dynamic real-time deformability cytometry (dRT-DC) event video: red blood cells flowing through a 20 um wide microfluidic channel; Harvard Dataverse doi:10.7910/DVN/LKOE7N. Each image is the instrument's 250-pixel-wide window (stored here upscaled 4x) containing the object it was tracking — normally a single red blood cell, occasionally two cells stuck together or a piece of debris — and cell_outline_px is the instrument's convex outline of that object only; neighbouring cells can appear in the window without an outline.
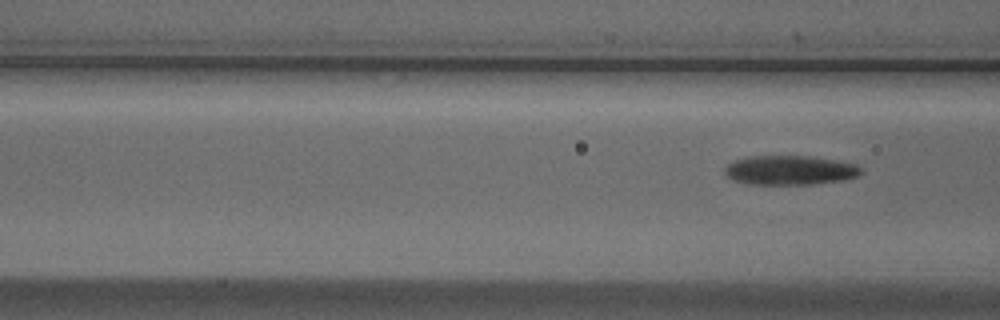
{"species": "Egyptian fruit bat (a non-hibernating species)", "species_latin": "Rousettus aegyptiacus", "temperature_condition": "cold", "stored_images_in_passage": 7, "segment_of_instrument_passage": [2, 2], "camera_frame_rate_fps": 3000, "um_per_image_px": 0.085, "animal": {"sex": "male"}, "frame": {"image": 1, "passage_image": 7, "time_ms": 2.0, "image_size_px": [1000, 320], "cell_outline_px": [[864, 172], [856, 176], [840, 180], [812, 184], [748, 184], [732, 180], [724, 172], [724, 168], [728, 164], [736, 160], [748, 156], [808, 156], [836, 160], [856, 164], [864, 168]], "centroid_in_image_um": [67.15, 14.46], "position_along_channel_um": 99.5, "area_um2": 23.29}}